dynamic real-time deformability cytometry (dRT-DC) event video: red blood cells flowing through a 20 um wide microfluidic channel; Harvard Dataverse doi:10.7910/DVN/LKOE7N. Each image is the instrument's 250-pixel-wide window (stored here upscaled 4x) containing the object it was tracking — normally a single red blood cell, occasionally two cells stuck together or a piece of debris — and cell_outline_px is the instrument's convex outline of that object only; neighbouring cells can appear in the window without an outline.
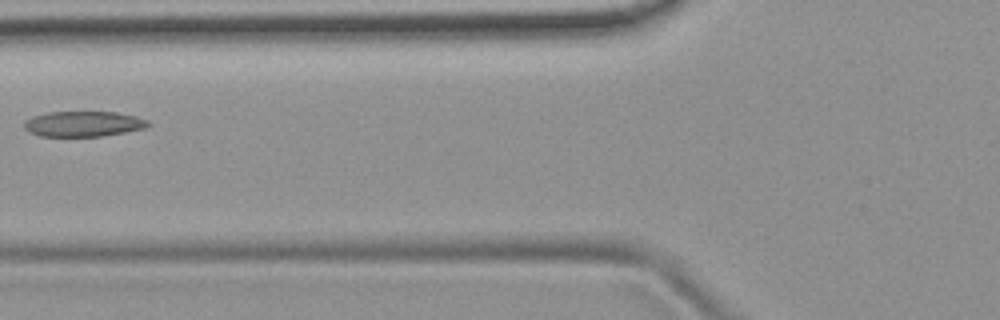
{"species": "common noctule bat (a hibernating species)", "species_latin": "Nyctalus noctula", "temperature_condition": "room temperature", "stored_images_in_passage": 3, "camera_frame_rate_fps": 3000, "um_per_image_px": 0.085, "animal": {"sex": "female", "body_mass_g": 19.9}, "frame": {"image": 1, "passage_image": 2, "time_ms": 1.333, "image_size_px": [1000, 320], "cell_outline_px": [[152, 124], [144, 128], [124, 132], [100, 136], [40, 136], [28, 132], [24, 128], [24, 120], [32, 116], [48, 112], [116, 112], [136, 116], [148, 120]], "centroid_in_image_um": [7.06, 10.52], "position_along_channel_um": 118.7, "area_um2": 18.38}}
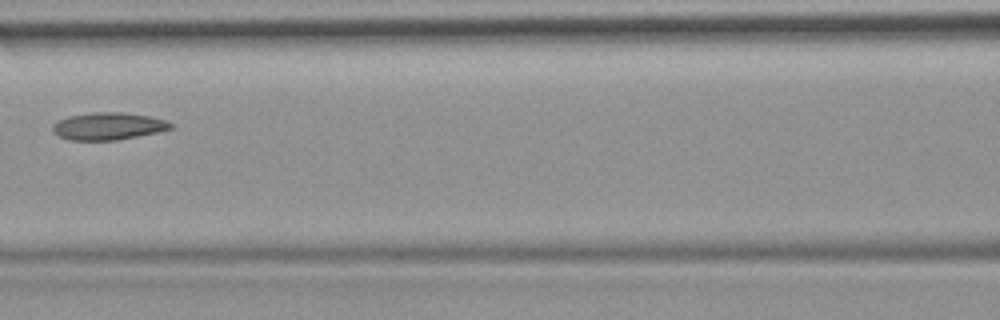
{"frame": {"image": 2, "passage_image": 3, "time_ms": 2.333, "image_size_px": [1000, 320], "cell_outline_px": [[172, 128], [156, 132], [116, 140], [68, 140], [52, 132], [52, 124], [56, 120], [68, 116], [92, 112], [124, 112], [148, 116], [164, 120], [172, 124]], "centroid_in_image_um": [9.12, 10.71], "position_along_channel_um": 157.5, "area_um2": 18.73}}